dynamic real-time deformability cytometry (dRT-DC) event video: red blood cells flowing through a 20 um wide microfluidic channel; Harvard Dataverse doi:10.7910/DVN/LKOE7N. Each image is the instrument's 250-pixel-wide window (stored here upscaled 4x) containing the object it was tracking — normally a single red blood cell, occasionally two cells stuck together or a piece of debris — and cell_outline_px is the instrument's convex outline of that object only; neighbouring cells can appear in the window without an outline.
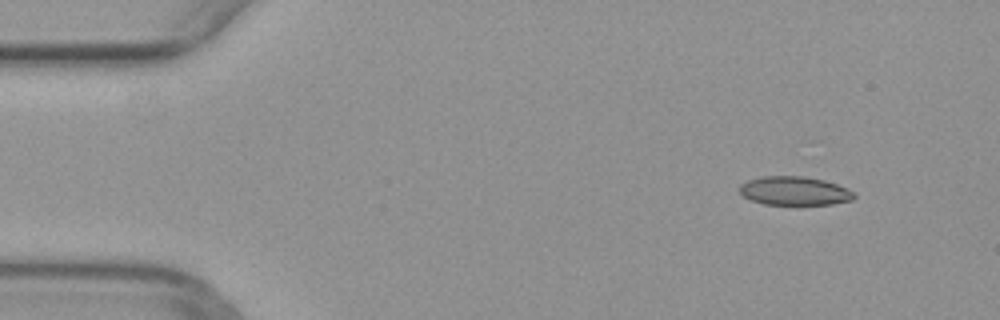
{"species": "common noctule bat (a hibernating species)", "species_latin": "Nyctalus noctula", "temperature_condition": "warm", "stored_images_in_passage": 46, "camera_frame_rate_fps": 3000, "um_per_image_px": 0.085, "animal": {"sex": "female", "body_mass_g": 29.2, "forearm_length_mm": 56.3}, "frame": {"image": 1, "passage_image": 1, "time_ms": 0.0, "image_size_px": [1000, 320], "cell_outline_px": [[856, 196], [852, 200], [832, 204], [764, 204], [752, 200], [744, 196], [740, 192], [740, 184], [748, 180], [764, 176], [804, 176], [824, 180], [848, 188], [856, 192]], "centroid_in_image_um": [67.57, 16.22], "position_along_channel_um": 17.4, "area_um2": 19.13}}
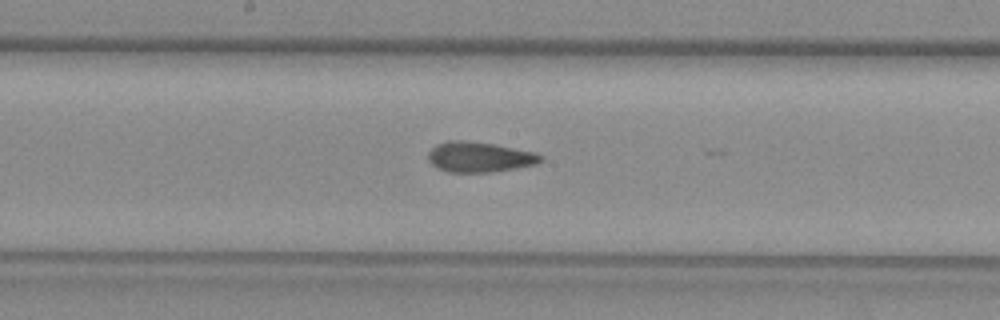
{"frame": {"image": 2, "passage_image": 22, "time_ms": 7.0, "image_size_px": [1000, 320], "cell_outline_px": [[544, 160], [536, 164], [516, 168], [492, 172], [448, 172], [432, 164], [428, 160], [428, 152], [436, 144], [448, 140], [464, 140], [492, 144], [536, 152], [544, 156]], "centroid_in_image_um": [40.77, 13.34], "position_along_channel_um": 207.4, "area_um2": 19.88}}
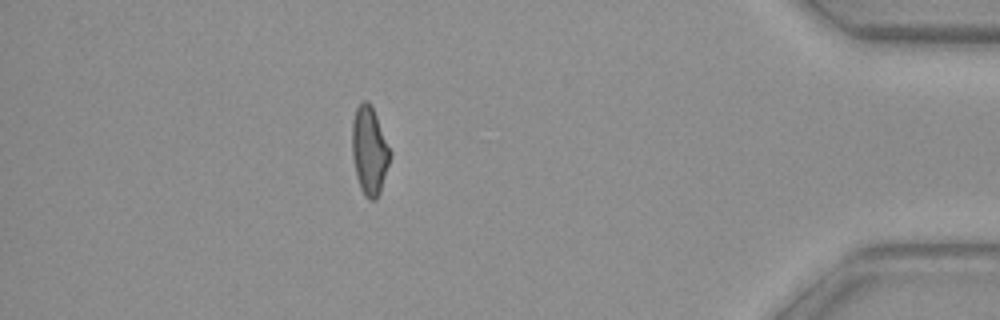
{"frame": {"image": 3, "passage_image": 40, "time_ms": 13.0, "image_size_px": [1000, 320], "cell_outline_px": [[392, 152], [380, 192], [376, 200], [368, 200], [364, 196], [360, 188], [356, 176], [352, 156], [352, 120], [356, 108], [360, 100], [368, 100], [372, 104]], "centroid_in_image_um": [31.39, 12.77], "position_along_channel_um": 403.8, "area_um2": 19.94}}